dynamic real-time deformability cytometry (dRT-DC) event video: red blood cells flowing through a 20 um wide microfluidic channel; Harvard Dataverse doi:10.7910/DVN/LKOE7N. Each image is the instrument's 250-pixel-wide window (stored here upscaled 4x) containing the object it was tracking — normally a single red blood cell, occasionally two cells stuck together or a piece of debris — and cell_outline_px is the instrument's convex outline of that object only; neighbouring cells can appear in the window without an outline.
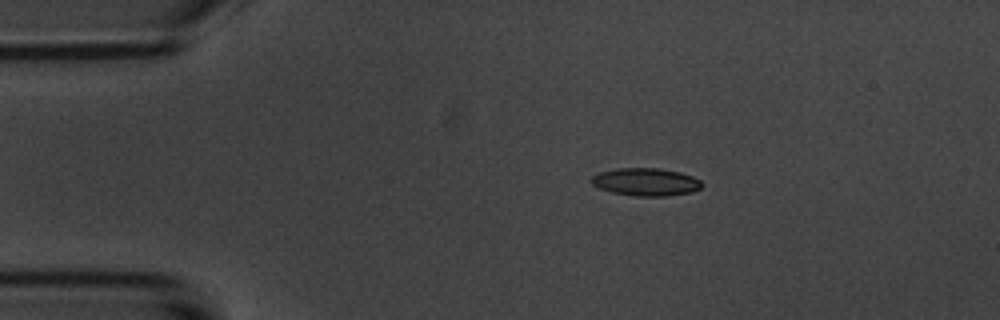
{"species": "common noctule bat (a hibernating species)", "species_latin": "Nyctalus noctula", "temperature_condition": "room temperature", "stored_images_in_passage": 6, "camera_frame_rate_fps": 3000, "um_per_image_px": 0.085, "animal": {"sex": "male", "body_mass_g": 20.1, "forearm_length_mm": 53.5}, "frame": {"image": 1, "passage_image": 2, "time_ms": 1.333, "image_size_px": [1000, 320], "cell_outline_px": [[704, 184], [700, 188], [692, 192], [668, 196], [636, 196], [612, 192], [600, 188], [592, 184], [588, 180], [592, 176], [600, 172], [616, 168], [660, 168], [680, 172], [692, 176], [700, 180]], "centroid_in_image_um": [54.9, 15.46], "position_along_channel_um": 30.1, "area_um2": 17.98}}
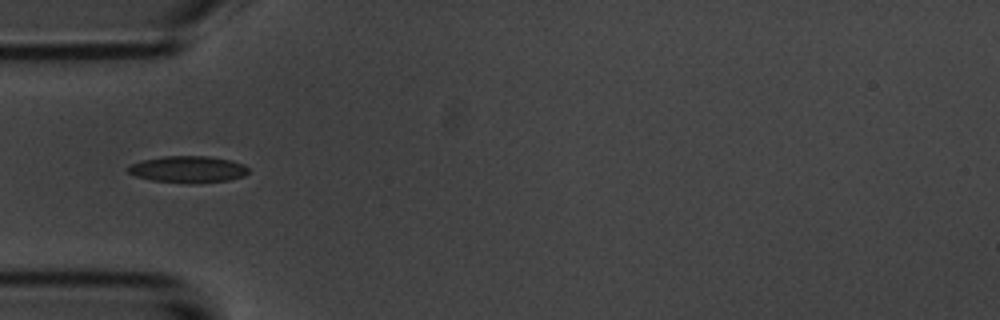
{"frame": {"image": 2, "passage_image": 4, "time_ms": 3.667, "image_size_px": [1000, 320], "cell_outline_px": [[248, 172], [244, 176], [228, 180], [192, 184], [152, 180], [136, 176], [128, 172], [128, 164], [140, 160], [164, 156], [208, 156], [228, 160], [244, 164], [248, 168]], "centroid_in_image_um": [15.95, 14.39], "position_along_channel_um": 69.0, "area_um2": 18.79}}
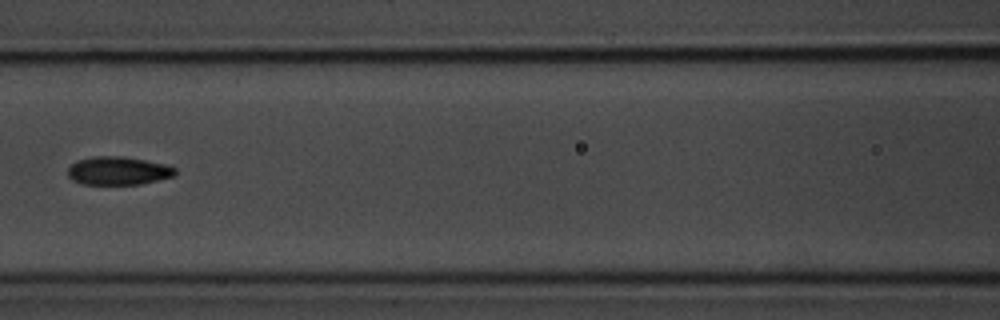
{"frame": {"image": 3, "passage_image": 6, "time_ms": 6.0, "image_size_px": [1000, 320], "cell_outline_px": [[176, 176], [140, 184], [80, 184], [72, 180], [68, 176], [68, 168], [76, 160], [92, 156], [120, 156], [144, 160], [164, 164], [176, 168]], "centroid_in_image_um": [10.03, 14.52], "position_along_channel_um": 156.6, "area_um2": 17.74}}